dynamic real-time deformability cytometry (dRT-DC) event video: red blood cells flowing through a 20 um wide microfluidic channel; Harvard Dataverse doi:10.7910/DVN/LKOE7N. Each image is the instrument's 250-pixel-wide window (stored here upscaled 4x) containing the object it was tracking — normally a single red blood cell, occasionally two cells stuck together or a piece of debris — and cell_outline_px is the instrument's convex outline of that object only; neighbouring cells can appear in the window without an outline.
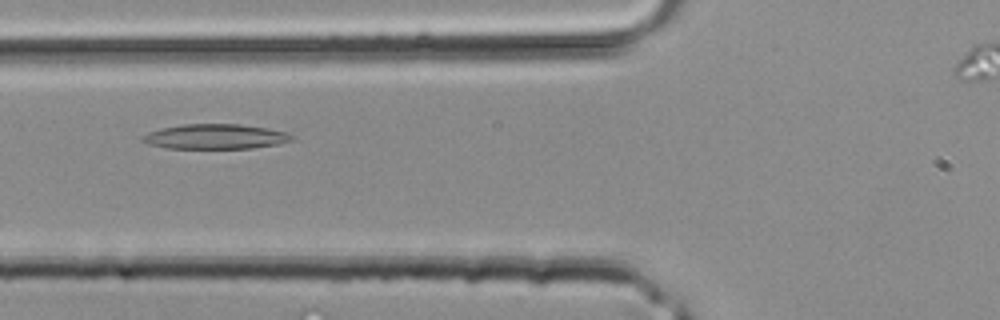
{"species": "common noctule bat (a hibernating species)", "species_latin": "Nyctalus noctula", "temperature_condition": "room temperature", "stored_images_in_passage": 6, "camera_frame_rate_fps": 3000, "um_per_image_px": 0.085, "animal": {"sex": "male", "body_mass_g": 20.4}, "frame": {"image": 1, "passage_image": 4, "time_ms": 1.0, "image_size_px": [1000, 320], "cell_outline_px": [[296, 136], [292, 140], [276, 144], [252, 148], [164, 148], [148, 144], [140, 140], [140, 136], [148, 132], [160, 128], [184, 124], [240, 124], [268, 128], [288, 132]], "centroid_in_image_um": [18.28, 11.6], "position_along_channel_um": 107.5, "area_um2": 21.85}}